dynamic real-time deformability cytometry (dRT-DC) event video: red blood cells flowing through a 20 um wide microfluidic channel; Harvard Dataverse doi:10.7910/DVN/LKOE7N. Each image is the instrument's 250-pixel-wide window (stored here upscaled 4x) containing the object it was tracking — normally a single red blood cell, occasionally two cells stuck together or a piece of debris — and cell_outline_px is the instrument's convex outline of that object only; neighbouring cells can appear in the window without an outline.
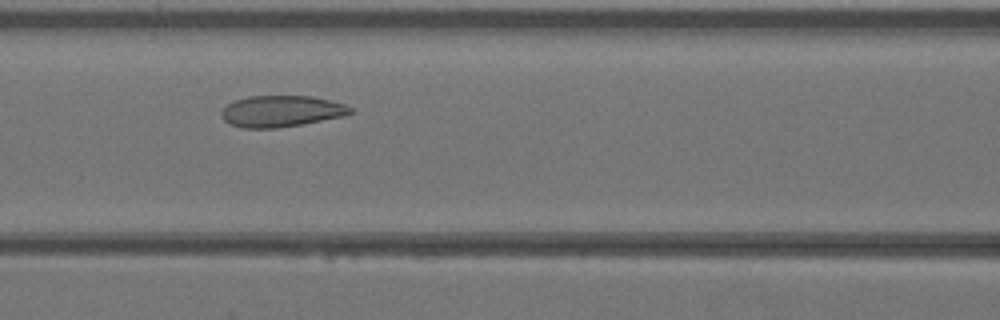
{"species": "Egyptian fruit bat (a non-hibernating species)", "species_latin": "Rousettus aegyptiacus", "temperature_condition": "warm", "stored_images_in_passage": 29, "camera_frame_rate_fps": 3000, "um_per_image_px": 0.085, "animal": {"sex": "female"}, "frame": {"image": 1, "passage_image": 11, "time_ms": 3.333, "image_size_px": [1000, 320], "cell_outline_px": [[352, 112], [344, 116], [300, 124], [276, 128], [244, 128], [232, 124], [224, 120], [220, 112], [228, 104], [236, 100], [248, 96], [312, 96], [344, 104], [352, 108]], "centroid_in_image_um": [23.9, 9.45], "position_along_channel_um": 142.7, "area_um2": 23.24}}
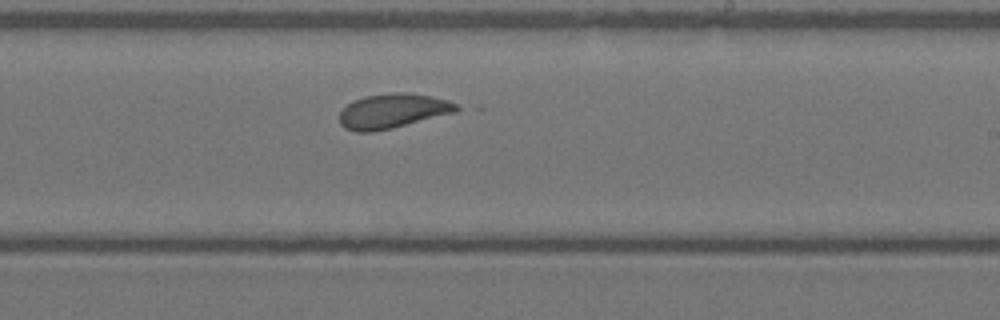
{"frame": {"image": 2, "passage_image": 18, "time_ms": 5.667, "image_size_px": [1000, 320], "cell_outline_px": [[464, 108], [456, 112], [392, 128], [372, 132], [356, 132], [344, 128], [340, 124], [340, 112], [352, 100], [364, 96], [400, 92], [404, 92], [428, 96], [448, 100]], "centroid_in_image_um": [33.38, 9.44], "position_along_channel_um": 255.6, "area_um2": 23.52}}
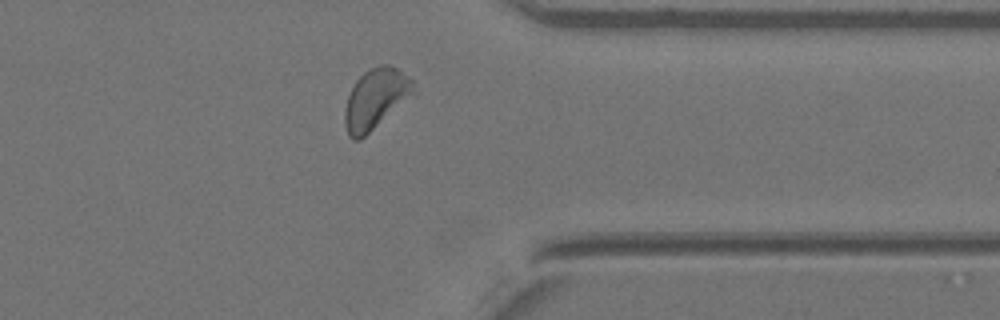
{"frame": {"image": 3, "passage_image": 26, "time_ms": 8.333, "image_size_px": [1000, 320], "cell_outline_px": [[416, 92], [360, 140], [352, 140], [348, 136], [344, 124], [344, 108], [348, 96], [356, 80], [368, 68], [380, 64], [388, 64], [396, 68], [408, 76], [412, 80]], "centroid_in_image_um": [31.9, 8.4], "position_along_channel_um": 379.5, "area_um2": 24.1}}